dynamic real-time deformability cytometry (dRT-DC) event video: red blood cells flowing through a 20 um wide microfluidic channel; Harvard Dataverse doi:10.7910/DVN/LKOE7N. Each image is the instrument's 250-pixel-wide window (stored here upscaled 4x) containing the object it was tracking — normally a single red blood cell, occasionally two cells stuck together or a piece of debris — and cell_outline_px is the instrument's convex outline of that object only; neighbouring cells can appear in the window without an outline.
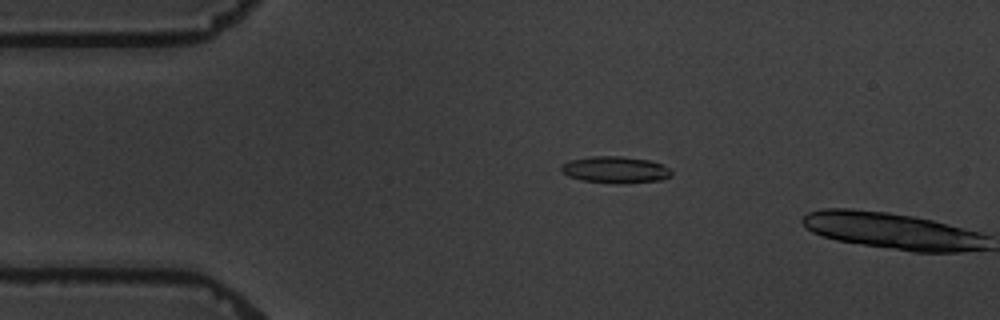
{"species": "common noctule bat (a hibernating species)", "species_latin": "Nyctalus noctula", "temperature_condition": "warm", "stored_images_in_passage": 3, "camera_frame_rate_fps": 3000, "um_per_image_px": 0.085, "animal": {"sex": "male", "body_mass_g": 19.5, "forearm_length_mm": 54.6}, "frame": {"image": 1, "passage_image": 2, "time_ms": 1.333, "image_size_px": [1000, 320], "cell_outline_px": [[672, 172], [668, 176], [660, 180], [616, 184], [580, 180], [568, 176], [560, 168], [568, 160], [592, 156], [620, 156], [648, 160], [660, 164], [668, 168]], "centroid_in_image_um": [52.26, 14.43], "position_along_channel_um": 32.7, "area_um2": 16.94}}